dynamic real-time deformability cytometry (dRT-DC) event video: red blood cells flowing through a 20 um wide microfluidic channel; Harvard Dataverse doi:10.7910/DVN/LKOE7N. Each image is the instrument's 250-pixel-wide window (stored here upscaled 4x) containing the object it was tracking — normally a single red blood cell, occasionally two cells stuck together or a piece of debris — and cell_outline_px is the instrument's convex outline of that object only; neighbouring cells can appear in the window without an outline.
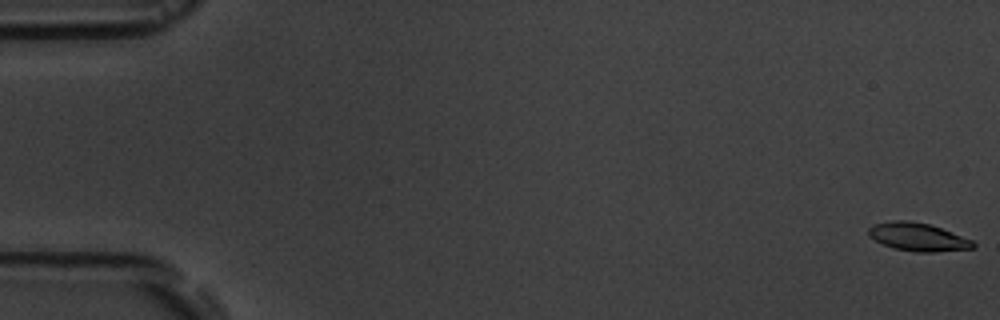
{"species": "common noctule bat (a hibernating species)", "species_latin": "Nyctalus noctula", "temperature_condition": "room temperature", "stored_images_in_passage": 17, "camera_frame_rate_fps": 3000, "um_per_image_px": 0.085, "animal": {"sex": "male", "body_mass_g": 19.5, "forearm_length_mm": 54.6}, "frame": {"image": 1, "passage_image": 1, "time_ms": 0.0, "image_size_px": [1000, 320], "cell_outline_px": [[976, 248], [932, 252], [916, 252], [892, 248], [868, 236], [868, 228], [872, 224], [892, 220], [908, 220], [928, 224], [940, 228], [972, 240], [976, 244]], "centroid_in_image_um": [77.99, 20.14], "position_along_channel_um": 7.0, "area_um2": 17.11}}
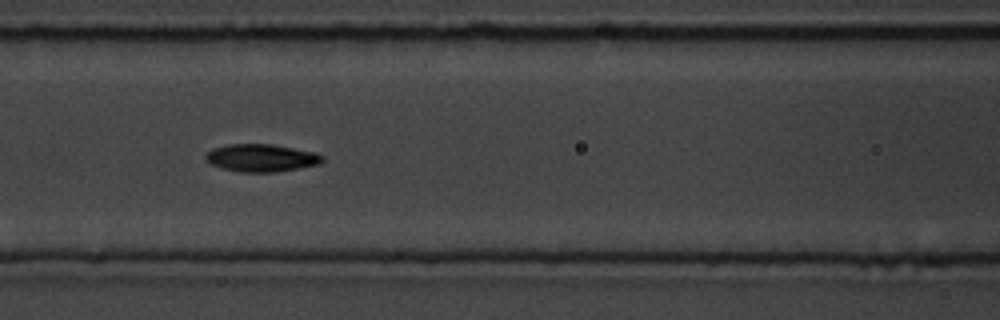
{"frame": {"image": 2, "passage_image": 8, "time_ms": 8.0, "image_size_px": [1000, 320], "cell_outline_px": [[324, 160], [320, 164], [276, 172], [240, 172], [220, 168], [212, 164], [204, 156], [212, 148], [228, 144], [272, 144], [312, 152], [324, 156]], "centroid_in_image_um": [22.2, 13.42], "position_along_channel_um": 144.4, "area_um2": 18.67}}
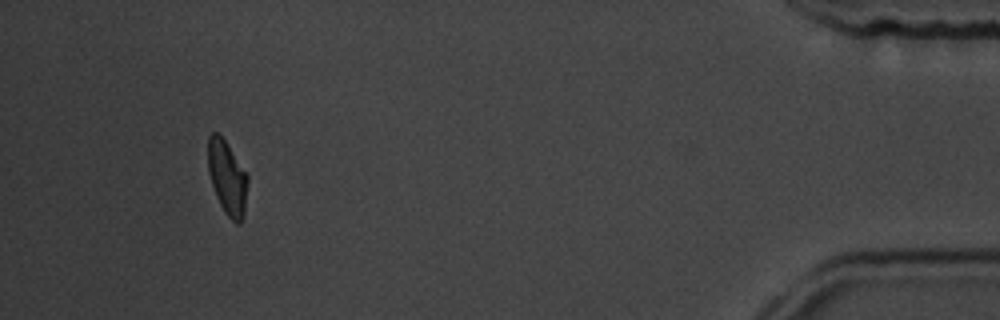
{"frame": {"image": 3, "passage_image": 16, "time_ms": 17.333, "image_size_px": [1000, 320], "cell_outline_px": [[248, 180], [244, 216], [240, 224], [236, 224], [224, 212], [216, 196], [208, 172], [208, 136], [212, 132], [216, 132], [224, 140], [248, 176]], "centroid_in_image_um": [19.31, 15.14], "position_along_channel_um": 415.9, "area_um2": 16.94}, "authors_computed_cell_mechanics": {"area_um2": 17.6868, "velocity_mm_per_s": 3.647, "shape_relaxation_time_tau1_ms": 2.5912, "shape_relaxation_time_tau2_ms": 1.1581, "deformation_change_tau1": 0.1013, "deformation_change_tau2": 0.0571}}